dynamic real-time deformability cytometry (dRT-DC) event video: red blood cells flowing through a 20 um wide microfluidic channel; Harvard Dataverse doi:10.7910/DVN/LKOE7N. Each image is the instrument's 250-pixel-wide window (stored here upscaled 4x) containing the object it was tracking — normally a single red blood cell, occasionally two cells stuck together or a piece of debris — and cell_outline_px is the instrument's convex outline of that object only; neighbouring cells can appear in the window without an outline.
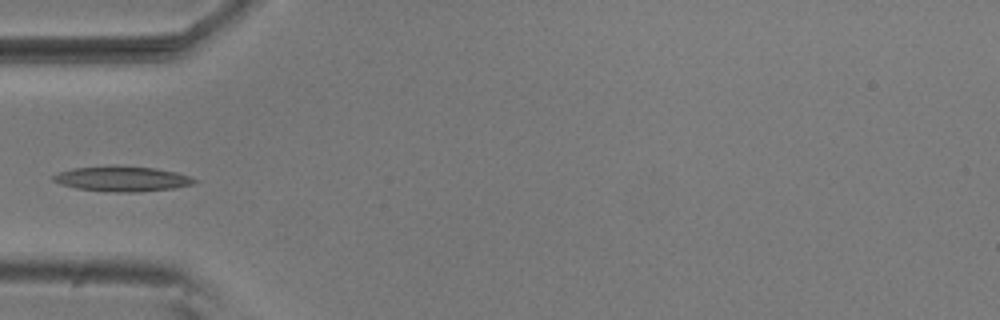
{"species": "common noctule bat (a hibernating species)", "species_latin": "Nyctalus noctula", "temperature_condition": "room temperature", "stored_images_in_passage": 5, "camera_frame_rate_fps": 3000, "um_per_image_px": 0.085, "animal": {"sex": "male", "body_mass_g": 20.5, "forearm_length_mm": 52.5}, "frame": {"image": 1, "passage_image": 5, "time_ms": 1.333, "image_size_px": [1000, 320], "cell_outline_px": [[200, 180], [192, 184], [176, 188], [140, 192], [116, 192], [76, 188], [60, 184], [52, 180], [52, 176], [60, 172], [72, 168], [112, 164], [156, 168], [176, 172]], "centroid_in_image_um": [10.39, 15.18], "position_along_channel_um": 74.6, "area_um2": 21.04}}